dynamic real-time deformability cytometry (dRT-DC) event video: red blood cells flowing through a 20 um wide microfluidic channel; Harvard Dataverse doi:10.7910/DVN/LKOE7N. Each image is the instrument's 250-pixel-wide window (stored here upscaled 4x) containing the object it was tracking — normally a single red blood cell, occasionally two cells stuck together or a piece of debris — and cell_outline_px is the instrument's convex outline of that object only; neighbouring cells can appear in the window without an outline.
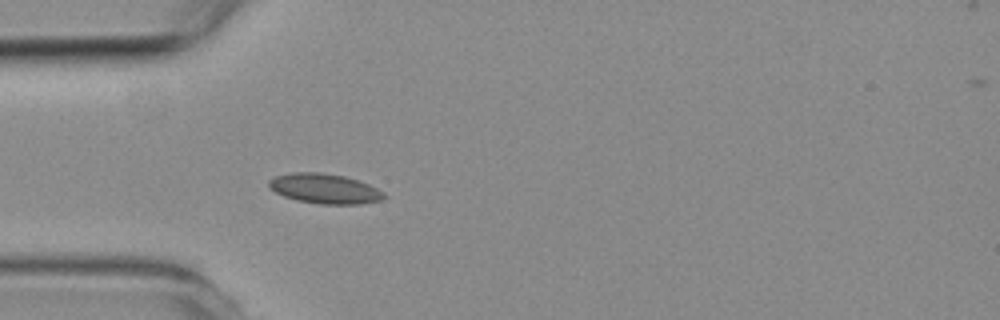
{"species": "common noctule bat (a hibernating species)", "species_latin": "Nyctalus noctula", "temperature_condition": "room temperature", "stored_images_in_passage": 2, "camera_frame_rate_fps": 3000, "um_per_image_px": 0.085, "animal": {"sex": "female", "body_mass_g": 19.3, "forearm_length_mm": 54.1}, "frame": {"image": 1, "passage_image": 2, "time_ms": 1.333, "image_size_px": [1000, 320], "cell_outline_px": [[388, 196], [380, 200], [360, 204], [320, 204], [296, 200], [284, 196], [268, 188], [268, 180], [276, 176], [292, 172], [320, 172], [344, 176], [368, 184], [384, 192]], "centroid_in_image_um": [27.58, 16.03], "position_along_channel_um": 57.4, "area_um2": 20.06}}